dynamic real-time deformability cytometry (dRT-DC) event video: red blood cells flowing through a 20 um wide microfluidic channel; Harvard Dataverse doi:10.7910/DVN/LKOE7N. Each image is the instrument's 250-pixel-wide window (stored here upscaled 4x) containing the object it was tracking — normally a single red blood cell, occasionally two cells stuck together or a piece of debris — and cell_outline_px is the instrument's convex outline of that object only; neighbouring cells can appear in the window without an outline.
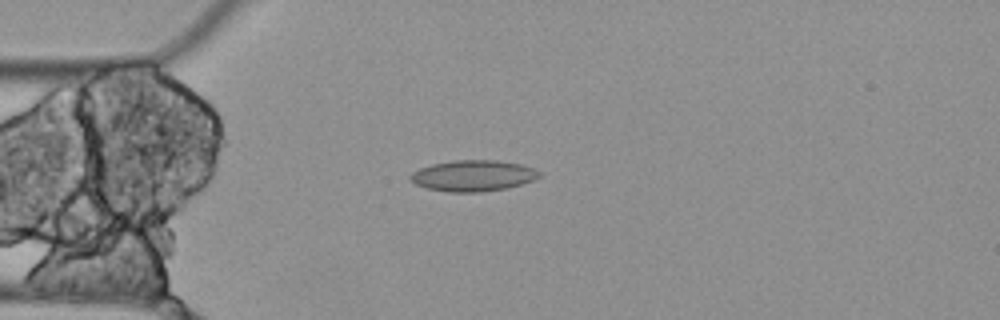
{"species": "Egyptian fruit bat (a non-hibernating species)", "species_latin": "Rousettus aegyptiacus", "temperature_condition": "cold", "stored_images_in_passage": 5, "camera_frame_rate_fps": 3000, "um_per_image_px": 0.085, "animal": {"sex": "female"}, "frame": {"image": 1, "passage_image": 5, "time_ms": 1.333, "image_size_px": [1000, 320], "cell_outline_px": [[540, 176], [532, 180], [508, 188], [480, 192], [448, 192], [428, 188], [416, 184], [408, 180], [408, 176], [412, 172], [420, 168], [432, 164], [452, 160], [496, 160], [520, 164], [532, 168], [540, 172]], "centroid_in_image_um": [40.17, 14.93], "position_along_channel_um": 44.8, "area_um2": 23.29}}